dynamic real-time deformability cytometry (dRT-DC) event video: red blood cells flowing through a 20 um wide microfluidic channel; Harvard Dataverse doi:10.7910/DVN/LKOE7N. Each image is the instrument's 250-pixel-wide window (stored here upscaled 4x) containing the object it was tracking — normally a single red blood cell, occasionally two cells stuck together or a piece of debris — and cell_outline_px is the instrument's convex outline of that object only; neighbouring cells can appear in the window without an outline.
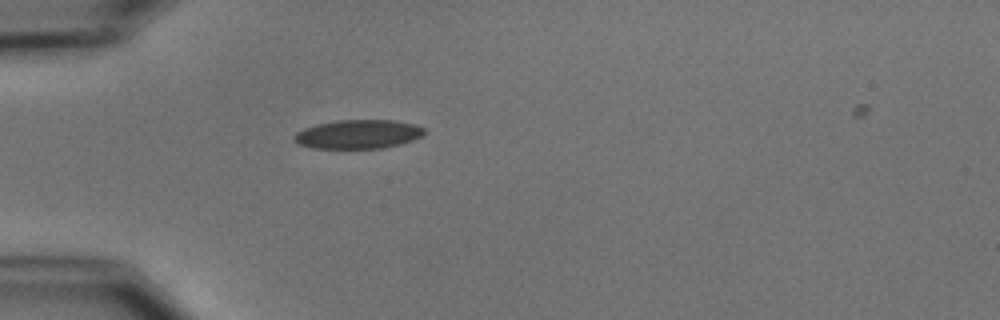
{"species": "common noctule bat (a hibernating species)", "species_latin": "Nyctalus noctula", "temperature_condition": "cold", "stored_images_in_passage": 40, "camera_frame_rate_fps": 3000, "um_per_image_px": 0.085, "animal": {"sex": "male", "body_mass_g": 15.6}, "frame": {"image": 1, "passage_image": 1, "time_ms": 0.0, "image_size_px": [1000, 320], "cell_outline_px": [[424, 136], [400, 144], [380, 148], [312, 148], [296, 144], [292, 140], [292, 136], [296, 132], [304, 128], [316, 124], [336, 120], [392, 120], [416, 124], [424, 128]], "centroid_in_image_um": [30.4, 11.4], "position_along_channel_um": 54.6, "area_um2": 22.14}}
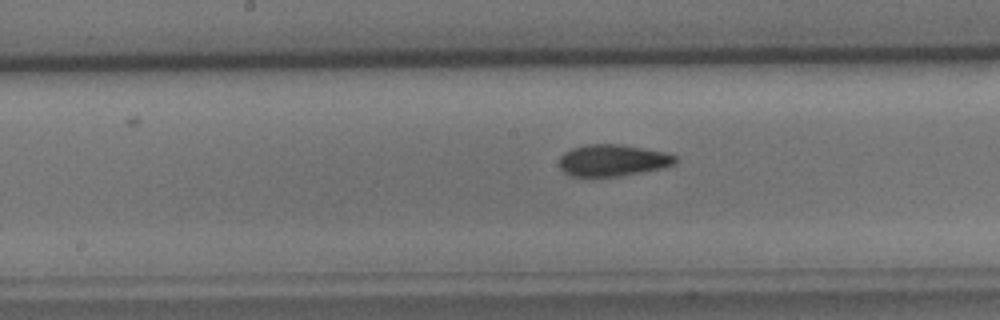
{"frame": {"image": 2, "passage_image": 13, "time_ms": 4.0, "image_size_px": [1000, 320], "cell_outline_px": [[680, 160], [676, 164], [660, 168], [620, 176], [592, 180], [572, 176], [564, 172], [560, 168], [560, 156], [564, 152], [572, 148], [584, 144], [620, 144], [664, 152], [676, 156]], "centroid_in_image_um": [52.03, 13.66], "position_along_channel_um": 196.2, "area_um2": 22.08}}
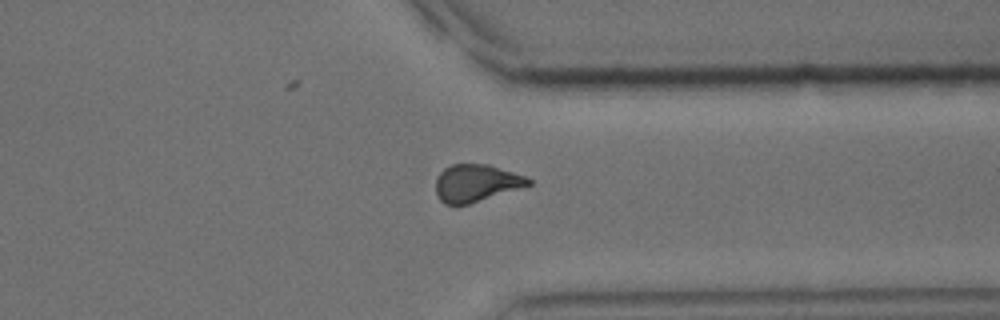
{"frame": {"image": 3, "passage_image": 27, "time_ms": 8.667, "image_size_px": [1000, 320], "cell_outline_px": [[532, 184], [456, 208], [444, 204], [436, 196], [436, 176], [444, 168], [452, 164], [488, 164], [528, 176], [532, 180]], "centroid_in_image_um": [40.44, 15.58], "position_along_channel_um": 371.0, "area_um2": 20.58}}